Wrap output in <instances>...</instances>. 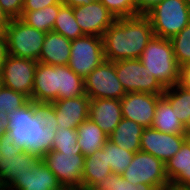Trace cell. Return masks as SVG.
Returning a JSON list of instances; mask_svg holds the SVG:
<instances>
[{
  "label": "cell",
  "mask_w": 190,
  "mask_h": 190,
  "mask_svg": "<svg viewBox=\"0 0 190 190\" xmlns=\"http://www.w3.org/2000/svg\"><path fill=\"white\" fill-rule=\"evenodd\" d=\"M153 36L152 25L146 15L116 18L103 35L105 60L139 59Z\"/></svg>",
  "instance_id": "cell-1"
},
{
  "label": "cell",
  "mask_w": 190,
  "mask_h": 190,
  "mask_svg": "<svg viewBox=\"0 0 190 190\" xmlns=\"http://www.w3.org/2000/svg\"><path fill=\"white\" fill-rule=\"evenodd\" d=\"M7 134L21 150L42 159L52 150L57 128L42 125L37 103L29 100L24 106L8 114Z\"/></svg>",
  "instance_id": "cell-2"
},
{
  "label": "cell",
  "mask_w": 190,
  "mask_h": 190,
  "mask_svg": "<svg viewBox=\"0 0 190 190\" xmlns=\"http://www.w3.org/2000/svg\"><path fill=\"white\" fill-rule=\"evenodd\" d=\"M139 60L146 67L147 74L154 76L165 89L179 84L180 66L170 39L153 36Z\"/></svg>",
  "instance_id": "cell-3"
},
{
  "label": "cell",
  "mask_w": 190,
  "mask_h": 190,
  "mask_svg": "<svg viewBox=\"0 0 190 190\" xmlns=\"http://www.w3.org/2000/svg\"><path fill=\"white\" fill-rule=\"evenodd\" d=\"M154 36L171 39L190 23L187 0H163L145 14Z\"/></svg>",
  "instance_id": "cell-4"
},
{
  "label": "cell",
  "mask_w": 190,
  "mask_h": 190,
  "mask_svg": "<svg viewBox=\"0 0 190 190\" xmlns=\"http://www.w3.org/2000/svg\"><path fill=\"white\" fill-rule=\"evenodd\" d=\"M39 160L15 146L7 133L3 135L1 137L0 190L10 188L18 178L31 171Z\"/></svg>",
  "instance_id": "cell-5"
},
{
  "label": "cell",
  "mask_w": 190,
  "mask_h": 190,
  "mask_svg": "<svg viewBox=\"0 0 190 190\" xmlns=\"http://www.w3.org/2000/svg\"><path fill=\"white\" fill-rule=\"evenodd\" d=\"M4 33L9 55L39 60L46 33L26 25L19 18L11 19Z\"/></svg>",
  "instance_id": "cell-6"
},
{
  "label": "cell",
  "mask_w": 190,
  "mask_h": 190,
  "mask_svg": "<svg viewBox=\"0 0 190 190\" xmlns=\"http://www.w3.org/2000/svg\"><path fill=\"white\" fill-rule=\"evenodd\" d=\"M121 176L133 185L144 183L154 186L157 190H165L170 184L165 172V163L142 151L135 152L132 162Z\"/></svg>",
  "instance_id": "cell-7"
},
{
  "label": "cell",
  "mask_w": 190,
  "mask_h": 190,
  "mask_svg": "<svg viewBox=\"0 0 190 190\" xmlns=\"http://www.w3.org/2000/svg\"><path fill=\"white\" fill-rule=\"evenodd\" d=\"M105 60L103 37L84 35L71 41L68 66L82 78Z\"/></svg>",
  "instance_id": "cell-8"
},
{
  "label": "cell",
  "mask_w": 190,
  "mask_h": 190,
  "mask_svg": "<svg viewBox=\"0 0 190 190\" xmlns=\"http://www.w3.org/2000/svg\"><path fill=\"white\" fill-rule=\"evenodd\" d=\"M42 161L65 190L81 189L85 156L82 153L48 152Z\"/></svg>",
  "instance_id": "cell-9"
},
{
  "label": "cell",
  "mask_w": 190,
  "mask_h": 190,
  "mask_svg": "<svg viewBox=\"0 0 190 190\" xmlns=\"http://www.w3.org/2000/svg\"><path fill=\"white\" fill-rule=\"evenodd\" d=\"M117 78L126 93L141 92L148 94H161L165 88L154 77L149 76L146 67L139 59H127L114 62Z\"/></svg>",
  "instance_id": "cell-10"
},
{
  "label": "cell",
  "mask_w": 190,
  "mask_h": 190,
  "mask_svg": "<svg viewBox=\"0 0 190 190\" xmlns=\"http://www.w3.org/2000/svg\"><path fill=\"white\" fill-rule=\"evenodd\" d=\"M85 93L92 99L109 98L120 100L125 90L117 78L113 61L104 60L84 78Z\"/></svg>",
  "instance_id": "cell-11"
},
{
  "label": "cell",
  "mask_w": 190,
  "mask_h": 190,
  "mask_svg": "<svg viewBox=\"0 0 190 190\" xmlns=\"http://www.w3.org/2000/svg\"><path fill=\"white\" fill-rule=\"evenodd\" d=\"M37 63L32 59L8 55L1 71L3 86L31 99Z\"/></svg>",
  "instance_id": "cell-12"
},
{
  "label": "cell",
  "mask_w": 190,
  "mask_h": 190,
  "mask_svg": "<svg viewBox=\"0 0 190 190\" xmlns=\"http://www.w3.org/2000/svg\"><path fill=\"white\" fill-rule=\"evenodd\" d=\"M187 140V134H169L144 128L140 139V151L149 153L164 163L172 158Z\"/></svg>",
  "instance_id": "cell-13"
},
{
  "label": "cell",
  "mask_w": 190,
  "mask_h": 190,
  "mask_svg": "<svg viewBox=\"0 0 190 190\" xmlns=\"http://www.w3.org/2000/svg\"><path fill=\"white\" fill-rule=\"evenodd\" d=\"M73 13L84 35L103 37L106 29L116 20V17L99 0L74 7Z\"/></svg>",
  "instance_id": "cell-14"
},
{
  "label": "cell",
  "mask_w": 190,
  "mask_h": 190,
  "mask_svg": "<svg viewBox=\"0 0 190 190\" xmlns=\"http://www.w3.org/2000/svg\"><path fill=\"white\" fill-rule=\"evenodd\" d=\"M161 94H148L141 92L126 93L121 99V109L123 118L132 120L144 128L151 127L157 101Z\"/></svg>",
  "instance_id": "cell-15"
},
{
  "label": "cell",
  "mask_w": 190,
  "mask_h": 190,
  "mask_svg": "<svg viewBox=\"0 0 190 190\" xmlns=\"http://www.w3.org/2000/svg\"><path fill=\"white\" fill-rule=\"evenodd\" d=\"M35 103L59 100V65L37 63L31 99Z\"/></svg>",
  "instance_id": "cell-16"
},
{
  "label": "cell",
  "mask_w": 190,
  "mask_h": 190,
  "mask_svg": "<svg viewBox=\"0 0 190 190\" xmlns=\"http://www.w3.org/2000/svg\"><path fill=\"white\" fill-rule=\"evenodd\" d=\"M90 101L87 95L54 101L52 104L58 125L67 129H77L83 121L89 118Z\"/></svg>",
  "instance_id": "cell-17"
},
{
  "label": "cell",
  "mask_w": 190,
  "mask_h": 190,
  "mask_svg": "<svg viewBox=\"0 0 190 190\" xmlns=\"http://www.w3.org/2000/svg\"><path fill=\"white\" fill-rule=\"evenodd\" d=\"M89 118L109 136L123 119L120 100L92 99L89 105Z\"/></svg>",
  "instance_id": "cell-18"
},
{
  "label": "cell",
  "mask_w": 190,
  "mask_h": 190,
  "mask_svg": "<svg viewBox=\"0 0 190 190\" xmlns=\"http://www.w3.org/2000/svg\"><path fill=\"white\" fill-rule=\"evenodd\" d=\"M65 190L56 176L40 159L27 174L18 180L8 190Z\"/></svg>",
  "instance_id": "cell-19"
},
{
  "label": "cell",
  "mask_w": 190,
  "mask_h": 190,
  "mask_svg": "<svg viewBox=\"0 0 190 190\" xmlns=\"http://www.w3.org/2000/svg\"><path fill=\"white\" fill-rule=\"evenodd\" d=\"M71 41L60 33H46L38 62L47 65H68L70 60Z\"/></svg>",
  "instance_id": "cell-20"
},
{
  "label": "cell",
  "mask_w": 190,
  "mask_h": 190,
  "mask_svg": "<svg viewBox=\"0 0 190 190\" xmlns=\"http://www.w3.org/2000/svg\"><path fill=\"white\" fill-rule=\"evenodd\" d=\"M165 172L170 183L190 185V141L187 139L180 150L165 162Z\"/></svg>",
  "instance_id": "cell-21"
},
{
  "label": "cell",
  "mask_w": 190,
  "mask_h": 190,
  "mask_svg": "<svg viewBox=\"0 0 190 190\" xmlns=\"http://www.w3.org/2000/svg\"><path fill=\"white\" fill-rule=\"evenodd\" d=\"M111 173L107 153H104L102 149L97 150L92 155L85 157L81 189H91L99 180Z\"/></svg>",
  "instance_id": "cell-22"
},
{
  "label": "cell",
  "mask_w": 190,
  "mask_h": 190,
  "mask_svg": "<svg viewBox=\"0 0 190 190\" xmlns=\"http://www.w3.org/2000/svg\"><path fill=\"white\" fill-rule=\"evenodd\" d=\"M77 142L82 154L87 157L105 145L108 135L90 118L83 121L76 129Z\"/></svg>",
  "instance_id": "cell-23"
},
{
  "label": "cell",
  "mask_w": 190,
  "mask_h": 190,
  "mask_svg": "<svg viewBox=\"0 0 190 190\" xmlns=\"http://www.w3.org/2000/svg\"><path fill=\"white\" fill-rule=\"evenodd\" d=\"M144 127L132 120L123 118L108 139L119 147L130 151H140V139Z\"/></svg>",
  "instance_id": "cell-24"
},
{
  "label": "cell",
  "mask_w": 190,
  "mask_h": 190,
  "mask_svg": "<svg viewBox=\"0 0 190 190\" xmlns=\"http://www.w3.org/2000/svg\"><path fill=\"white\" fill-rule=\"evenodd\" d=\"M152 129L169 134H187L188 129L179 121L171 104L162 96L157 101Z\"/></svg>",
  "instance_id": "cell-25"
},
{
  "label": "cell",
  "mask_w": 190,
  "mask_h": 190,
  "mask_svg": "<svg viewBox=\"0 0 190 190\" xmlns=\"http://www.w3.org/2000/svg\"><path fill=\"white\" fill-rule=\"evenodd\" d=\"M176 91H175V89ZM174 89V90H173ZM172 106L179 121L187 128H190V89L179 84L166 88L162 95Z\"/></svg>",
  "instance_id": "cell-26"
},
{
  "label": "cell",
  "mask_w": 190,
  "mask_h": 190,
  "mask_svg": "<svg viewBox=\"0 0 190 190\" xmlns=\"http://www.w3.org/2000/svg\"><path fill=\"white\" fill-rule=\"evenodd\" d=\"M61 5L54 4L34 11H22L19 19L38 31L48 33L53 30V25Z\"/></svg>",
  "instance_id": "cell-27"
},
{
  "label": "cell",
  "mask_w": 190,
  "mask_h": 190,
  "mask_svg": "<svg viewBox=\"0 0 190 190\" xmlns=\"http://www.w3.org/2000/svg\"><path fill=\"white\" fill-rule=\"evenodd\" d=\"M86 95L84 78L68 65H59V100Z\"/></svg>",
  "instance_id": "cell-28"
},
{
  "label": "cell",
  "mask_w": 190,
  "mask_h": 190,
  "mask_svg": "<svg viewBox=\"0 0 190 190\" xmlns=\"http://www.w3.org/2000/svg\"><path fill=\"white\" fill-rule=\"evenodd\" d=\"M52 31L60 33L70 41L84 36L76 22L73 8L63 4L59 9Z\"/></svg>",
  "instance_id": "cell-29"
},
{
  "label": "cell",
  "mask_w": 190,
  "mask_h": 190,
  "mask_svg": "<svg viewBox=\"0 0 190 190\" xmlns=\"http://www.w3.org/2000/svg\"><path fill=\"white\" fill-rule=\"evenodd\" d=\"M104 153H107V160L110 164L112 173L121 175L129 164L132 162L134 152L127 151L111 140L107 139L105 145L102 147Z\"/></svg>",
  "instance_id": "cell-30"
},
{
  "label": "cell",
  "mask_w": 190,
  "mask_h": 190,
  "mask_svg": "<svg viewBox=\"0 0 190 190\" xmlns=\"http://www.w3.org/2000/svg\"><path fill=\"white\" fill-rule=\"evenodd\" d=\"M77 139L76 129H67L62 125H58L52 144V150L61 153H82Z\"/></svg>",
  "instance_id": "cell-31"
},
{
  "label": "cell",
  "mask_w": 190,
  "mask_h": 190,
  "mask_svg": "<svg viewBox=\"0 0 190 190\" xmlns=\"http://www.w3.org/2000/svg\"><path fill=\"white\" fill-rule=\"evenodd\" d=\"M93 190H157L154 186L139 183L133 185L125 180L121 175L111 173L104 179L99 180L93 187Z\"/></svg>",
  "instance_id": "cell-32"
},
{
  "label": "cell",
  "mask_w": 190,
  "mask_h": 190,
  "mask_svg": "<svg viewBox=\"0 0 190 190\" xmlns=\"http://www.w3.org/2000/svg\"><path fill=\"white\" fill-rule=\"evenodd\" d=\"M170 41L179 66L190 64V23Z\"/></svg>",
  "instance_id": "cell-33"
},
{
  "label": "cell",
  "mask_w": 190,
  "mask_h": 190,
  "mask_svg": "<svg viewBox=\"0 0 190 190\" xmlns=\"http://www.w3.org/2000/svg\"><path fill=\"white\" fill-rule=\"evenodd\" d=\"M29 100L26 95L2 86L0 89V112L9 114L24 106Z\"/></svg>",
  "instance_id": "cell-34"
},
{
  "label": "cell",
  "mask_w": 190,
  "mask_h": 190,
  "mask_svg": "<svg viewBox=\"0 0 190 190\" xmlns=\"http://www.w3.org/2000/svg\"><path fill=\"white\" fill-rule=\"evenodd\" d=\"M116 17L135 16L134 0H99Z\"/></svg>",
  "instance_id": "cell-35"
},
{
  "label": "cell",
  "mask_w": 190,
  "mask_h": 190,
  "mask_svg": "<svg viewBox=\"0 0 190 190\" xmlns=\"http://www.w3.org/2000/svg\"><path fill=\"white\" fill-rule=\"evenodd\" d=\"M37 111L43 126L58 128L55 108L52 103H37Z\"/></svg>",
  "instance_id": "cell-36"
},
{
  "label": "cell",
  "mask_w": 190,
  "mask_h": 190,
  "mask_svg": "<svg viewBox=\"0 0 190 190\" xmlns=\"http://www.w3.org/2000/svg\"><path fill=\"white\" fill-rule=\"evenodd\" d=\"M24 0H0V6L10 19L21 17Z\"/></svg>",
  "instance_id": "cell-37"
},
{
  "label": "cell",
  "mask_w": 190,
  "mask_h": 190,
  "mask_svg": "<svg viewBox=\"0 0 190 190\" xmlns=\"http://www.w3.org/2000/svg\"><path fill=\"white\" fill-rule=\"evenodd\" d=\"M54 4L62 3L61 0H24L22 11H34Z\"/></svg>",
  "instance_id": "cell-38"
},
{
  "label": "cell",
  "mask_w": 190,
  "mask_h": 190,
  "mask_svg": "<svg viewBox=\"0 0 190 190\" xmlns=\"http://www.w3.org/2000/svg\"><path fill=\"white\" fill-rule=\"evenodd\" d=\"M163 0H134L135 3V15H145L154 6L161 3Z\"/></svg>",
  "instance_id": "cell-39"
},
{
  "label": "cell",
  "mask_w": 190,
  "mask_h": 190,
  "mask_svg": "<svg viewBox=\"0 0 190 190\" xmlns=\"http://www.w3.org/2000/svg\"><path fill=\"white\" fill-rule=\"evenodd\" d=\"M8 55L9 54H8L6 35L3 31V32H0V73L2 71V67Z\"/></svg>",
  "instance_id": "cell-40"
},
{
  "label": "cell",
  "mask_w": 190,
  "mask_h": 190,
  "mask_svg": "<svg viewBox=\"0 0 190 190\" xmlns=\"http://www.w3.org/2000/svg\"><path fill=\"white\" fill-rule=\"evenodd\" d=\"M179 85L186 89H190V64L180 67Z\"/></svg>",
  "instance_id": "cell-41"
},
{
  "label": "cell",
  "mask_w": 190,
  "mask_h": 190,
  "mask_svg": "<svg viewBox=\"0 0 190 190\" xmlns=\"http://www.w3.org/2000/svg\"><path fill=\"white\" fill-rule=\"evenodd\" d=\"M9 127V117L6 112H0V137L7 133Z\"/></svg>",
  "instance_id": "cell-42"
},
{
  "label": "cell",
  "mask_w": 190,
  "mask_h": 190,
  "mask_svg": "<svg viewBox=\"0 0 190 190\" xmlns=\"http://www.w3.org/2000/svg\"><path fill=\"white\" fill-rule=\"evenodd\" d=\"M96 1L98 0H61V3L63 5H67L74 8L77 6L87 5Z\"/></svg>",
  "instance_id": "cell-43"
},
{
  "label": "cell",
  "mask_w": 190,
  "mask_h": 190,
  "mask_svg": "<svg viewBox=\"0 0 190 190\" xmlns=\"http://www.w3.org/2000/svg\"><path fill=\"white\" fill-rule=\"evenodd\" d=\"M11 19L6 15L0 6V32H3L10 23Z\"/></svg>",
  "instance_id": "cell-44"
},
{
  "label": "cell",
  "mask_w": 190,
  "mask_h": 190,
  "mask_svg": "<svg viewBox=\"0 0 190 190\" xmlns=\"http://www.w3.org/2000/svg\"><path fill=\"white\" fill-rule=\"evenodd\" d=\"M165 190H190V185H178L170 183Z\"/></svg>",
  "instance_id": "cell-45"
},
{
  "label": "cell",
  "mask_w": 190,
  "mask_h": 190,
  "mask_svg": "<svg viewBox=\"0 0 190 190\" xmlns=\"http://www.w3.org/2000/svg\"><path fill=\"white\" fill-rule=\"evenodd\" d=\"M3 83H2V79H1V73H0V89L2 88Z\"/></svg>",
  "instance_id": "cell-46"
},
{
  "label": "cell",
  "mask_w": 190,
  "mask_h": 190,
  "mask_svg": "<svg viewBox=\"0 0 190 190\" xmlns=\"http://www.w3.org/2000/svg\"><path fill=\"white\" fill-rule=\"evenodd\" d=\"M187 139L190 141V132H187Z\"/></svg>",
  "instance_id": "cell-47"
},
{
  "label": "cell",
  "mask_w": 190,
  "mask_h": 190,
  "mask_svg": "<svg viewBox=\"0 0 190 190\" xmlns=\"http://www.w3.org/2000/svg\"><path fill=\"white\" fill-rule=\"evenodd\" d=\"M0 158H1V137H0Z\"/></svg>",
  "instance_id": "cell-48"
}]
</instances>
